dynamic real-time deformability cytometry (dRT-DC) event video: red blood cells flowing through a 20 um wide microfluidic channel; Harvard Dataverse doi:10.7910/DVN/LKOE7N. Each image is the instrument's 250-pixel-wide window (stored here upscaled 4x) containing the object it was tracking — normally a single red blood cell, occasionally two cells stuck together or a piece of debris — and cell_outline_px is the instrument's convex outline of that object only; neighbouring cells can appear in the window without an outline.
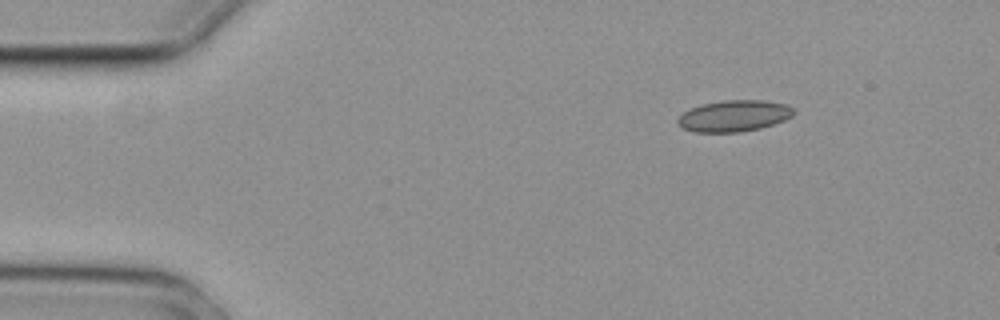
{"species": "common noctule bat (a hibernating species)", "species_latin": "Nyctalus noctula", "temperature_condition": "cold", "stored_images_in_passage": 3, "camera_frame_rate_fps": 3000, "um_per_image_px": 0.085, "animal": {"sex": "female", "body_mass_g": 29.2, "forearm_length_mm": 56.3}, "frame": {"image": 1, "passage_image": 1, "time_ms": 0.0, "image_size_px": [1000, 320], "cell_outline_px": [[796, 112], [792, 116], [784, 120], [760, 128], [740, 132], [696, 132], [684, 128], [676, 124], [676, 120], [684, 112], [700, 104], [724, 100], [764, 100], [788, 104]], "centroid_in_image_um": [62.4, 9.84], "position_along_channel_um": 22.6, "area_um2": 21.21}}